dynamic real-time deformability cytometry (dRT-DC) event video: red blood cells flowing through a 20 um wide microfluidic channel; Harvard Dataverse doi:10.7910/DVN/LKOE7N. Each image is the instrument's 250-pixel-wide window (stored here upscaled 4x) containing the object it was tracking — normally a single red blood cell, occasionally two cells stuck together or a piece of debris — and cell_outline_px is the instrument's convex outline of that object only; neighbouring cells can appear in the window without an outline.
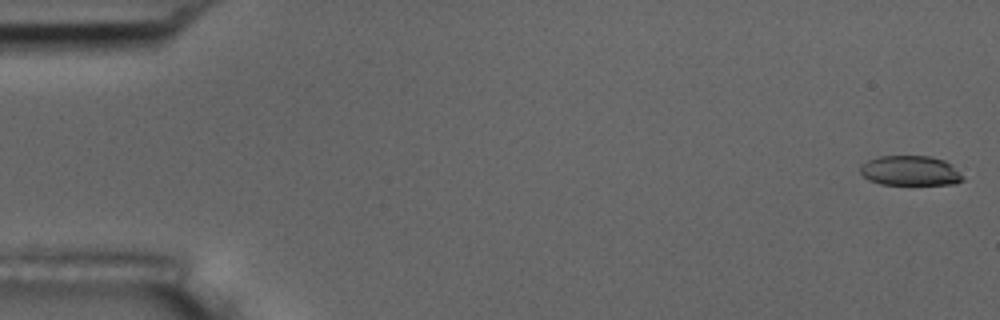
{"species": "common noctule bat (a hibernating species)", "species_latin": "Nyctalus noctula", "temperature_condition": "room temperature", "stored_images_in_passage": 56, "camera_frame_rate_fps": 3000, "um_per_image_px": 0.085, "animal": {"sex": "male", "body_mass_g": 17.5, "forearm_length_mm": 52.3}, "frame": {"image": 1, "passage_image": 1, "time_ms": 0.0, "image_size_px": [1000, 320], "cell_outline_px": [[964, 180], [956, 184], [880, 184], [868, 180], [860, 172], [860, 164], [868, 160], [880, 156], [932, 156], [944, 160], [964, 176]], "centroid_in_image_um": [77.36, 14.51], "position_along_channel_um": 7.6, "area_um2": 17.86}}
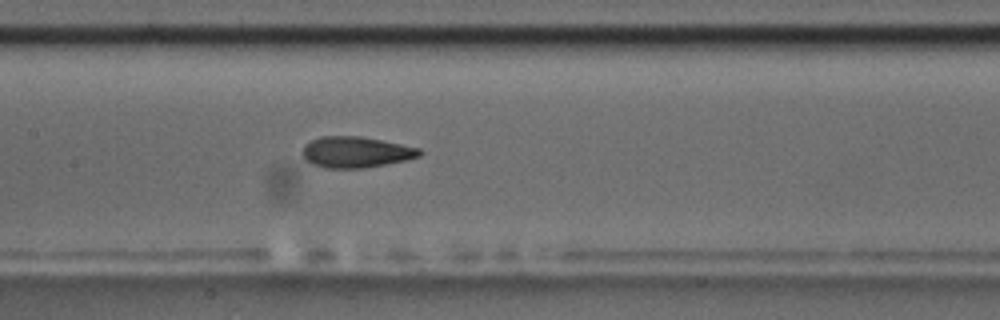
{"frame": {"image": 2, "passage_image": 27, "time_ms": 8.667, "image_size_px": [1000, 320], "cell_outline_px": [[424, 152], [420, 156], [408, 160], [364, 168], [324, 168], [312, 164], [304, 160], [304, 144], [320, 136], [360, 136], [420, 148]], "centroid_in_image_um": [30.26, 12.94], "position_along_channel_um": 177.1, "area_um2": 21.21}}
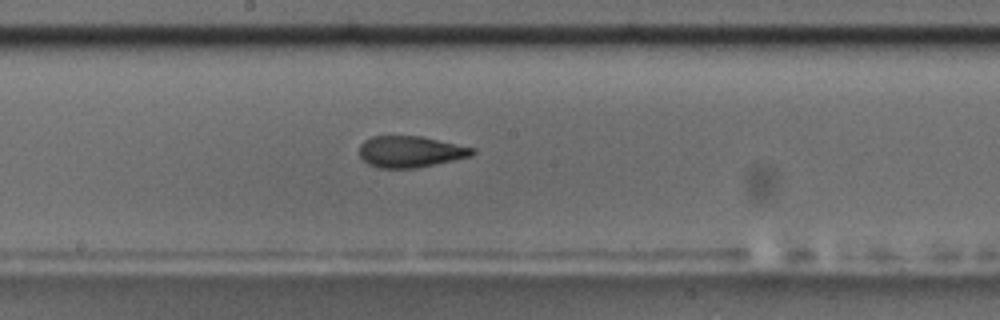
{"frame": {"image": 3, "passage_image": 30, "time_ms": 9.667, "image_size_px": [1000, 320], "cell_outline_px": [[476, 152], [472, 156], [416, 168], [376, 168], [368, 164], [360, 156], [360, 144], [364, 140], [372, 136], [420, 136], [476, 148]], "centroid_in_image_um": [34.88, 12.89], "position_along_channel_um": 213.3, "area_um2": 20.69}, "authors_computed_cell_mechanics": {"area_um2": 20.9814, "velocity_mm_per_s": 3.6404, "shape_relaxation_time_tau1_ms": 3.7994, "shape_relaxation_time_tau2_ms": 1.3593, "deformation_change_tau1": 0.1588, "deformation_change_tau2": 0.0893}}